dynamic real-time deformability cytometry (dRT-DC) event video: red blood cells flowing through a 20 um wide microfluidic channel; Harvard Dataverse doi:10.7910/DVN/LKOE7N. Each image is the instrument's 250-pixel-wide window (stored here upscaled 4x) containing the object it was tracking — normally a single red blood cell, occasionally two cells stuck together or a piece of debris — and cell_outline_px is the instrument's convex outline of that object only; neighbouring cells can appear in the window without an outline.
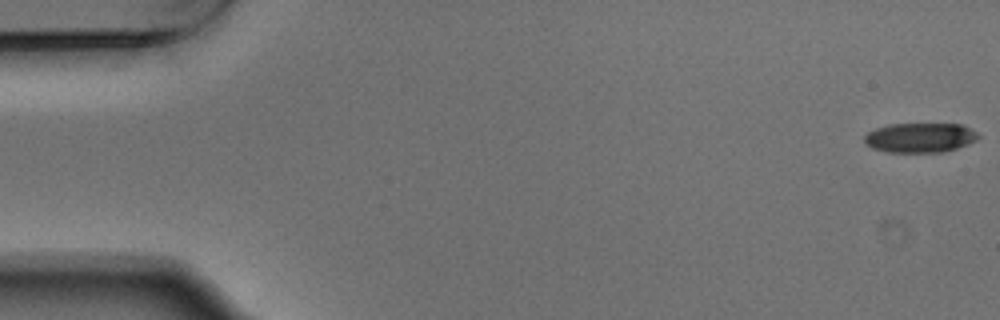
{"species": "Egyptian fruit bat (a non-hibernating species)", "species_latin": "Rousettus aegyptiacus", "temperature_condition": "warm", "stored_images_in_passage": 5, "camera_frame_rate_fps": 3000, "um_per_image_px": 0.085, "animal": {"sex": "male"}, "frame": {"image": 1, "passage_image": 1, "time_ms": 0.0, "image_size_px": [1000, 320], "cell_outline_px": [[980, 136], [976, 140], [968, 144], [944, 152], [884, 152], [872, 148], [864, 144], [864, 136], [868, 132], [876, 128], [888, 124], [960, 124], [976, 132]], "centroid_in_image_um": [78.16, 11.71], "position_along_channel_um": 6.8, "area_um2": 19.71}}
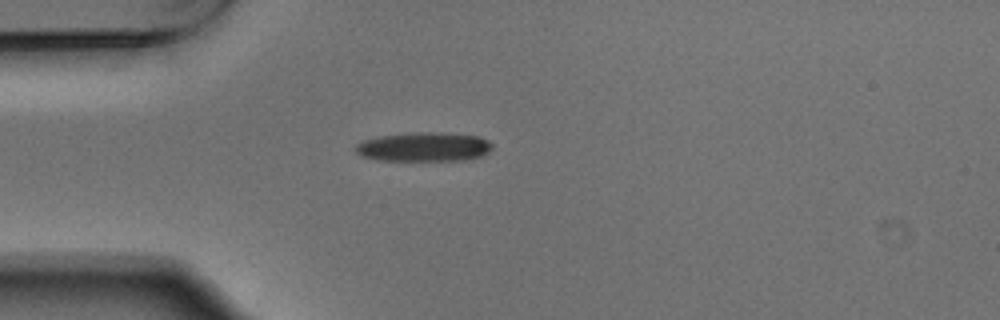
{"frame": {"image": 2, "passage_image": 5, "time_ms": 1.333, "image_size_px": [1000, 320], "cell_outline_px": [[492, 148], [488, 152], [480, 156], [460, 160], [380, 160], [360, 156], [356, 152], [356, 144], [364, 140], [376, 136], [416, 132], [432, 132], [480, 136], [488, 140], [492, 144]], "centroid_in_image_um": [36.01, 12.48], "position_along_channel_um": 49.0, "area_um2": 23.12}}